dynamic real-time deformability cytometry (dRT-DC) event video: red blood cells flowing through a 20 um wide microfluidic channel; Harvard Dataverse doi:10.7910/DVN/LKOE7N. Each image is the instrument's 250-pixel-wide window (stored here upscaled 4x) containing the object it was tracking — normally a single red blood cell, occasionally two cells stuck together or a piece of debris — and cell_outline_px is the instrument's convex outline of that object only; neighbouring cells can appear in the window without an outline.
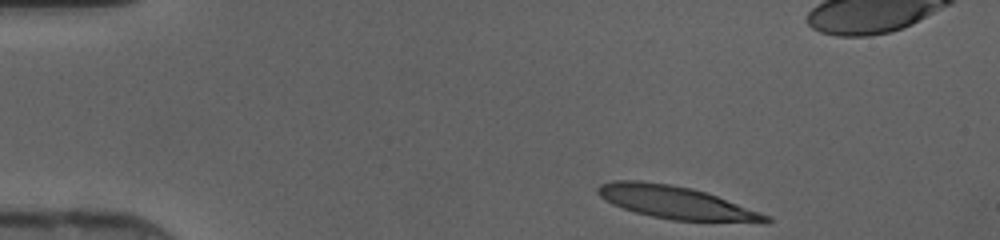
{"species": "human", "species_latin": "Homo sapiens", "temperature_condition": "cold", "stored_images_in_passage": 39, "camera_frame_rate_fps": 3000, "um_per_image_px": 0.085, "donor": {"sex": "female"}, "frame": {"image": 1, "passage_image": 1, "time_ms": 0.0, "image_size_px": [1000, 240], "cell_outline_px": [[772, 220], [768, 224], [764, 224], [672, 220], [652, 216], [636, 212], [612, 204], [604, 200], [596, 192], [596, 188], [600, 184], [612, 180], [640, 180], [668, 184], [692, 188], [716, 196], [760, 212], [768, 216]], "centroid_in_image_um": [57.49, 17.23], "position_along_channel_um": 27.5, "area_um2": 32.31}}
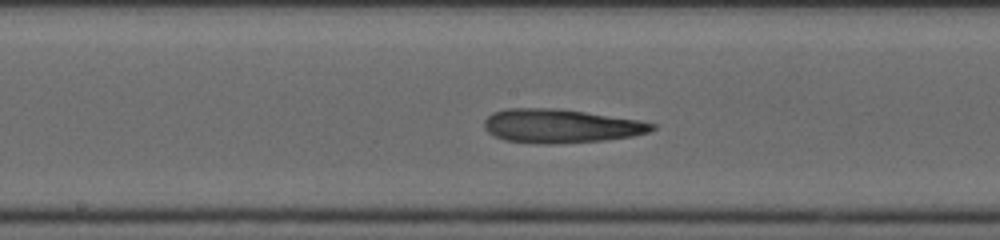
{"frame": {"image": 2, "passage_image": 18, "time_ms": 5.667, "image_size_px": [1000, 240], "cell_outline_px": [[656, 128], [648, 132], [632, 136], [604, 140], [552, 144], [548, 144], [504, 140], [488, 132], [484, 128], [484, 120], [492, 112], [508, 108], [552, 108], [584, 112], [640, 120], [656, 124]], "centroid_in_image_um": [47.65, 10.7], "position_along_channel_um": 200.5, "area_um2": 32.83}}
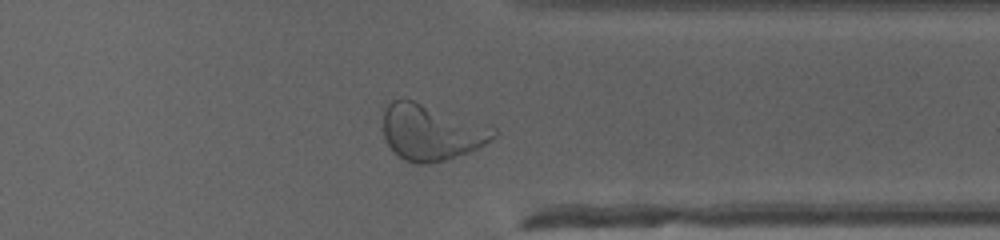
{"frame": {"image": 3, "passage_image": 30, "time_ms": 9.667, "image_size_px": [1000, 240], "cell_outline_px": [[496, 136], [484, 144], [468, 152], [444, 160], [424, 164], [412, 164], [404, 160], [392, 152], [384, 136], [384, 112], [388, 104], [392, 100], [400, 96], [492, 124], [496, 128]], "centroid_in_image_um": [36.67, 11.21], "position_along_channel_um": 374.7, "area_um2": 36.65}}